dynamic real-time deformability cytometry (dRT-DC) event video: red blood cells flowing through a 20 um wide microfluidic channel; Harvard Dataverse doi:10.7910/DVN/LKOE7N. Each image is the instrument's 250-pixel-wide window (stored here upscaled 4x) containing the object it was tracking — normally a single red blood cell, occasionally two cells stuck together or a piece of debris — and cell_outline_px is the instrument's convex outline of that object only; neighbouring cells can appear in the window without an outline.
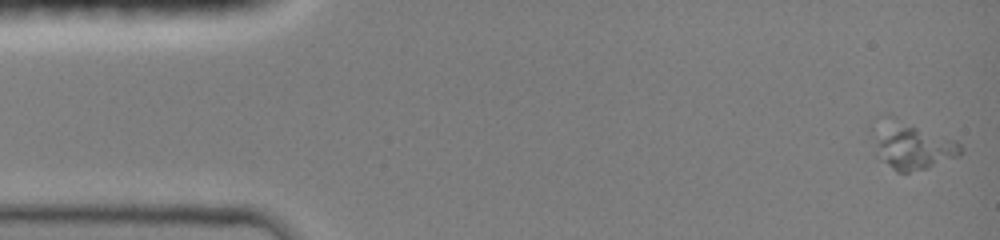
{"species": "common noctule bat (a hibernating species)", "species_latin": "Nyctalus noctula", "temperature_condition": "room temperature", "stored_images_in_passage": 13, "camera_frame_rate_fps": 3000, "um_per_image_px": 0.085, "animal": {"sex": "female", "body_mass_g": 19.0, "forearm_length_mm": 51.5}, "frame": {"image": 1, "passage_image": 1, "time_ms": 0.0, "image_size_px": [1000, 240], "cell_outline_px": [[960, 152], [956, 156], [924, 168], [908, 172], [896, 172], [884, 160], [880, 144], [880, 140], [888, 112], [956, 140], [960, 144]], "centroid_in_image_um": [77.7, 12.35], "position_along_channel_um": 7.3, "area_um2": 21.96}}
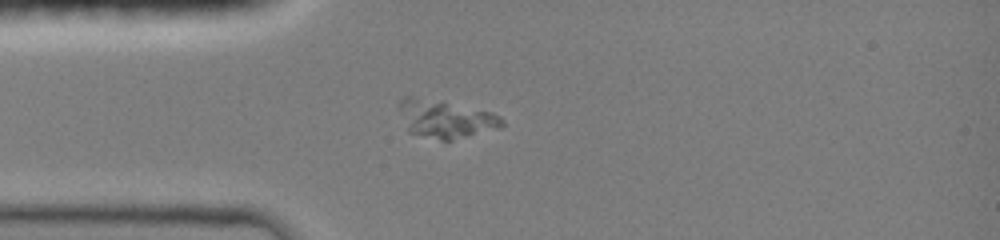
{"frame": {"image": 2, "passage_image": 12, "time_ms": 3.667, "image_size_px": [1000, 240], "cell_outline_px": [[504, 124], [500, 128], [452, 140], [440, 140], [408, 132], [400, 108], [400, 100], [404, 96], [412, 96], [492, 112], [500, 116], [504, 120]], "centroid_in_image_um": [37.9, 10.13], "position_along_channel_um": 47.1, "area_um2": 22.14}}